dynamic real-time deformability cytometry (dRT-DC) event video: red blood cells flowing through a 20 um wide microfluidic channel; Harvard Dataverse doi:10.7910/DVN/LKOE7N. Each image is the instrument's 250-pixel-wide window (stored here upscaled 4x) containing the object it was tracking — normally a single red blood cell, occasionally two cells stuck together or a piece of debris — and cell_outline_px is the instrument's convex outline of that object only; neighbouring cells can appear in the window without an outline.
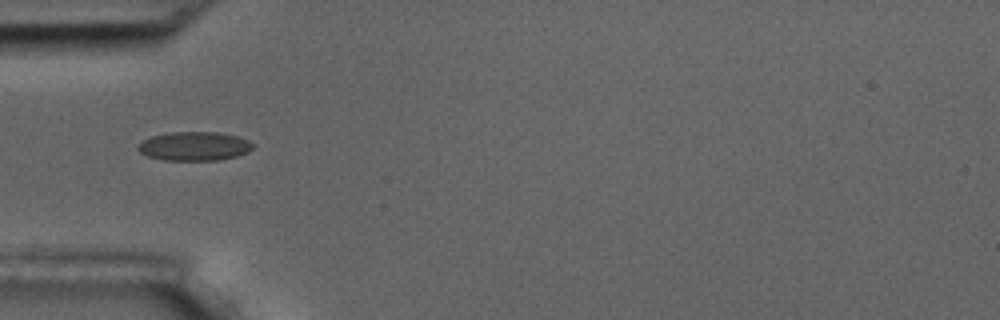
{"species": "common noctule bat (a hibernating species)", "species_latin": "Nyctalus noctula", "temperature_condition": "room temperature", "stored_images_in_passage": 11, "camera_frame_rate_fps": 3000, "um_per_image_px": 0.085, "animal": {"sex": "male", "body_mass_g": 17.5, "forearm_length_mm": 52.3}, "frame": {"image": 1, "passage_image": 1, "time_ms": 0.0, "image_size_px": [1000, 320], "cell_outline_px": [[252, 148], [248, 152], [236, 156], [220, 160], [164, 160], [148, 156], [140, 152], [136, 148], [144, 140], [152, 136], [168, 132], [220, 132], [236, 136], [248, 140], [252, 144]], "centroid_in_image_um": [16.51, 12.42], "position_along_channel_um": 68.5, "area_um2": 19.25}}
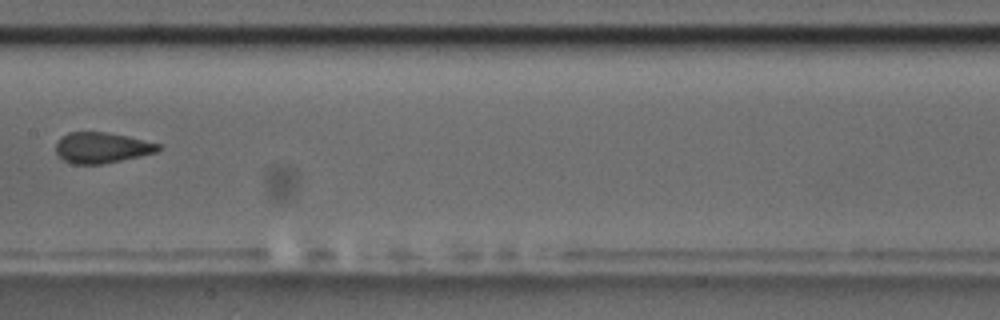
{"frame": {"image": 2, "passage_image": 4, "time_ms": 3.667, "image_size_px": [1000, 320], "cell_outline_px": [[164, 148], [156, 152], [140, 156], [100, 164], [72, 164], [64, 160], [56, 152], [56, 144], [60, 136], [68, 132], [108, 132], [128, 136], [160, 144]], "centroid_in_image_um": [8.65, 12.54], "position_along_channel_um": 198.7, "area_um2": 18.38}}
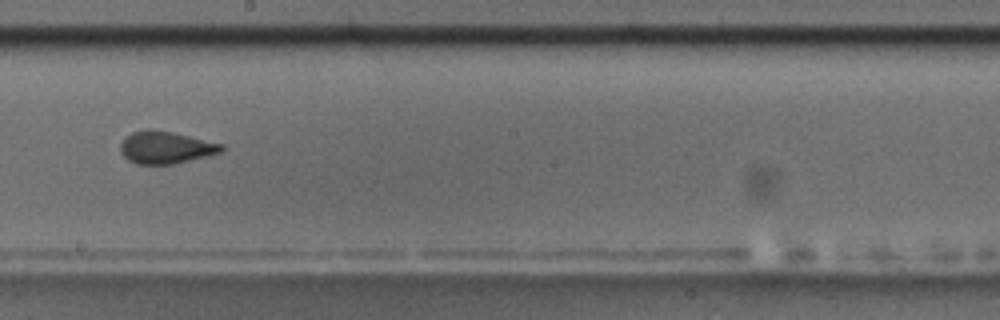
{"frame": {"image": 3, "passage_image": 5, "time_ms": 4.667, "image_size_px": [1000, 320], "cell_outline_px": [[224, 148], [220, 152], [172, 164], [136, 164], [128, 160], [120, 152], [120, 144], [132, 132], [148, 128], [172, 132], [224, 144]], "centroid_in_image_um": [14.05, 12.52], "position_along_channel_um": 234.1, "area_um2": 18.79}}